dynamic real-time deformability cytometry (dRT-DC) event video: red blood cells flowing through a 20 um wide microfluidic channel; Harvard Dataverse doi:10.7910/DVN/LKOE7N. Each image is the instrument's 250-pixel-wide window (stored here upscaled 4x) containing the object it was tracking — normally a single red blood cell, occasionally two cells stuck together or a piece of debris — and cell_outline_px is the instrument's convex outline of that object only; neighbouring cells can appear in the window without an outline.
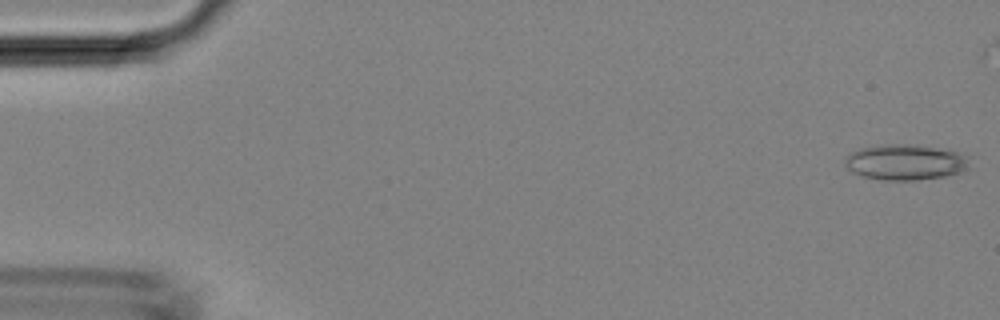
{"species": "Egyptian fruit bat (a non-hibernating species)", "species_latin": "Rousettus aegyptiacus", "temperature_condition": "room temperature", "stored_images_in_passage": 39, "camera_frame_rate_fps": 3000, "um_per_image_px": 0.085, "animal": {"sex": "female"}, "frame": {"image": 1, "passage_image": 1, "time_ms": 0.0, "image_size_px": [1000, 320], "cell_outline_px": [[968, 168], [964, 172], [944, 176], [916, 180], [884, 180], [860, 176], [852, 172], [844, 164], [844, 156], [848, 152], [860, 148], [884, 144], [916, 144], [956, 152], [968, 156]], "centroid_in_image_um": [76.9, 13.78], "position_along_channel_um": 8.1, "area_um2": 26.13}}
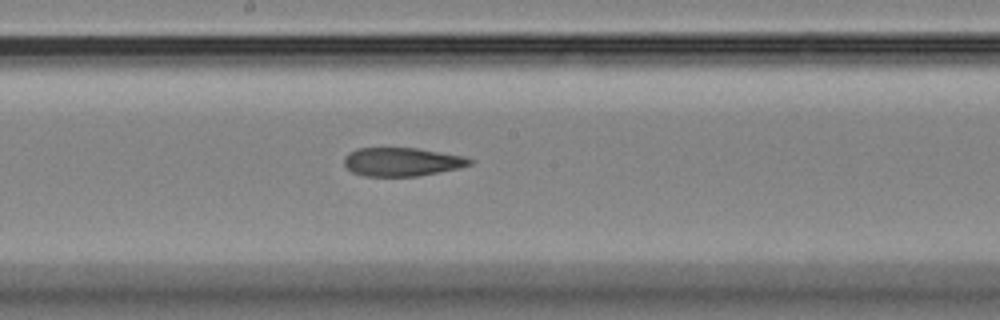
{"frame": {"image": 2, "passage_image": 24, "time_ms": 7.667, "image_size_px": [1000, 320], "cell_outline_px": [[476, 160], [472, 164], [460, 168], [416, 176], [364, 176], [352, 172], [344, 164], [344, 156], [348, 152], [356, 148], [416, 148], [464, 156]], "centroid_in_image_um": [34.17, 13.75], "position_along_channel_um": 214.0, "area_um2": 20.98}}
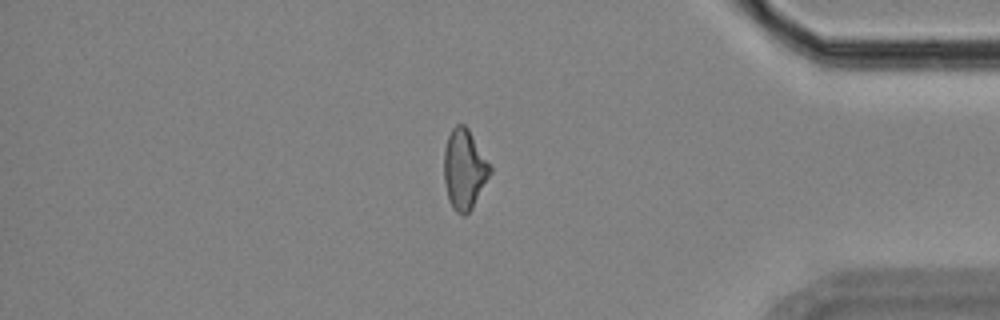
{"frame": {"image": 3, "passage_image": 38, "time_ms": 12.333, "image_size_px": [1000, 320], "cell_outline_px": [[492, 172], [472, 208], [464, 216], [456, 212], [452, 208], [448, 200], [444, 180], [444, 148], [448, 136], [452, 128], [456, 124], [464, 124], [468, 128], [492, 164]], "centroid_in_image_um": [39.48, 14.38], "position_along_channel_um": 395.7, "area_um2": 21.85}}